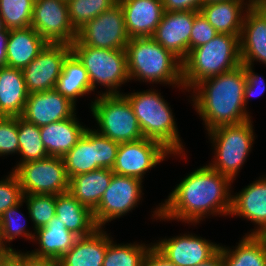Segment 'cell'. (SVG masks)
<instances>
[{"label": "cell", "mask_w": 266, "mask_h": 266, "mask_svg": "<svg viewBox=\"0 0 266 266\" xmlns=\"http://www.w3.org/2000/svg\"><path fill=\"white\" fill-rule=\"evenodd\" d=\"M171 154L186 158L185 153L173 154L160 142L148 138L120 143L112 171L118 175L135 177L143 181L146 172L155 168L166 157L169 158Z\"/></svg>", "instance_id": "cell-11"}, {"label": "cell", "mask_w": 266, "mask_h": 266, "mask_svg": "<svg viewBox=\"0 0 266 266\" xmlns=\"http://www.w3.org/2000/svg\"><path fill=\"white\" fill-rule=\"evenodd\" d=\"M28 215L33 221L34 231L44 227L56 215V195L29 194L23 195Z\"/></svg>", "instance_id": "cell-36"}, {"label": "cell", "mask_w": 266, "mask_h": 266, "mask_svg": "<svg viewBox=\"0 0 266 266\" xmlns=\"http://www.w3.org/2000/svg\"><path fill=\"white\" fill-rule=\"evenodd\" d=\"M22 69L0 67V112L7 117H21L28 99Z\"/></svg>", "instance_id": "cell-25"}, {"label": "cell", "mask_w": 266, "mask_h": 266, "mask_svg": "<svg viewBox=\"0 0 266 266\" xmlns=\"http://www.w3.org/2000/svg\"><path fill=\"white\" fill-rule=\"evenodd\" d=\"M19 266H59L54 259L37 258L19 250Z\"/></svg>", "instance_id": "cell-45"}, {"label": "cell", "mask_w": 266, "mask_h": 266, "mask_svg": "<svg viewBox=\"0 0 266 266\" xmlns=\"http://www.w3.org/2000/svg\"><path fill=\"white\" fill-rule=\"evenodd\" d=\"M199 12H164L152 38L183 61L190 51V35L194 17Z\"/></svg>", "instance_id": "cell-16"}, {"label": "cell", "mask_w": 266, "mask_h": 266, "mask_svg": "<svg viewBox=\"0 0 266 266\" xmlns=\"http://www.w3.org/2000/svg\"><path fill=\"white\" fill-rule=\"evenodd\" d=\"M121 5L125 27L131 38L152 37L162 20V0H118Z\"/></svg>", "instance_id": "cell-20"}, {"label": "cell", "mask_w": 266, "mask_h": 266, "mask_svg": "<svg viewBox=\"0 0 266 266\" xmlns=\"http://www.w3.org/2000/svg\"><path fill=\"white\" fill-rule=\"evenodd\" d=\"M261 6L264 8V10L266 11V1H264Z\"/></svg>", "instance_id": "cell-52"}, {"label": "cell", "mask_w": 266, "mask_h": 266, "mask_svg": "<svg viewBox=\"0 0 266 266\" xmlns=\"http://www.w3.org/2000/svg\"><path fill=\"white\" fill-rule=\"evenodd\" d=\"M213 1H221V0H204V3L213 2Z\"/></svg>", "instance_id": "cell-53"}, {"label": "cell", "mask_w": 266, "mask_h": 266, "mask_svg": "<svg viewBox=\"0 0 266 266\" xmlns=\"http://www.w3.org/2000/svg\"><path fill=\"white\" fill-rule=\"evenodd\" d=\"M76 112V105L55 89L28 95L21 118L38 127L68 119Z\"/></svg>", "instance_id": "cell-17"}, {"label": "cell", "mask_w": 266, "mask_h": 266, "mask_svg": "<svg viewBox=\"0 0 266 266\" xmlns=\"http://www.w3.org/2000/svg\"><path fill=\"white\" fill-rule=\"evenodd\" d=\"M35 0H0V16L7 30L31 26Z\"/></svg>", "instance_id": "cell-34"}, {"label": "cell", "mask_w": 266, "mask_h": 266, "mask_svg": "<svg viewBox=\"0 0 266 266\" xmlns=\"http://www.w3.org/2000/svg\"><path fill=\"white\" fill-rule=\"evenodd\" d=\"M0 266H19V251H13L12 254L0 258Z\"/></svg>", "instance_id": "cell-48"}, {"label": "cell", "mask_w": 266, "mask_h": 266, "mask_svg": "<svg viewBox=\"0 0 266 266\" xmlns=\"http://www.w3.org/2000/svg\"><path fill=\"white\" fill-rule=\"evenodd\" d=\"M233 181L207 164L193 170L159 203L153 219L178 220L193 226L209 215H230ZM203 218V219H202Z\"/></svg>", "instance_id": "cell-1"}, {"label": "cell", "mask_w": 266, "mask_h": 266, "mask_svg": "<svg viewBox=\"0 0 266 266\" xmlns=\"http://www.w3.org/2000/svg\"><path fill=\"white\" fill-rule=\"evenodd\" d=\"M77 40L84 46L125 50L130 37L119 2L88 21L78 30Z\"/></svg>", "instance_id": "cell-12"}, {"label": "cell", "mask_w": 266, "mask_h": 266, "mask_svg": "<svg viewBox=\"0 0 266 266\" xmlns=\"http://www.w3.org/2000/svg\"><path fill=\"white\" fill-rule=\"evenodd\" d=\"M20 161L12 167V172L22 163L36 161L48 157L41 139L40 127L17 117Z\"/></svg>", "instance_id": "cell-32"}, {"label": "cell", "mask_w": 266, "mask_h": 266, "mask_svg": "<svg viewBox=\"0 0 266 266\" xmlns=\"http://www.w3.org/2000/svg\"><path fill=\"white\" fill-rule=\"evenodd\" d=\"M9 39V30L0 34V67L7 66V43Z\"/></svg>", "instance_id": "cell-46"}, {"label": "cell", "mask_w": 266, "mask_h": 266, "mask_svg": "<svg viewBox=\"0 0 266 266\" xmlns=\"http://www.w3.org/2000/svg\"><path fill=\"white\" fill-rule=\"evenodd\" d=\"M130 81L183 88L182 61L152 37L131 38L125 48Z\"/></svg>", "instance_id": "cell-3"}, {"label": "cell", "mask_w": 266, "mask_h": 266, "mask_svg": "<svg viewBox=\"0 0 266 266\" xmlns=\"http://www.w3.org/2000/svg\"><path fill=\"white\" fill-rule=\"evenodd\" d=\"M13 253V250L6 245L2 235V227L0 222V258L6 257Z\"/></svg>", "instance_id": "cell-49"}, {"label": "cell", "mask_w": 266, "mask_h": 266, "mask_svg": "<svg viewBox=\"0 0 266 266\" xmlns=\"http://www.w3.org/2000/svg\"><path fill=\"white\" fill-rule=\"evenodd\" d=\"M142 180L113 173L109 187L103 194L97 208L93 211L99 228L113 219L120 218L138 207L143 198Z\"/></svg>", "instance_id": "cell-10"}, {"label": "cell", "mask_w": 266, "mask_h": 266, "mask_svg": "<svg viewBox=\"0 0 266 266\" xmlns=\"http://www.w3.org/2000/svg\"><path fill=\"white\" fill-rule=\"evenodd\" d=\"M71 52L88 72L92 92L101 85L107 90L98 95L122 94L119 88L130 82L125 50L84 46L76 39L71 44Z\"/></svg>", "instance_id": "cell-7"}, {"label": "cell", "mask_w": 266, "mask_h": 266, "mask_svg": "<svg viewBox=\"0 0 266 266\" xmlns=\"http://www.w3.org/2000/svg\"><path fill=\"white\" fill-rule=\"evenodd\" d=\"M32 242L39 248L34 249L29 254L37 258L59 260L68 252L78 236L69 231L65 224L55 215L46 226L35 230Z\"/></svg>", "instance_id": "cell-21"}, {"label": "cell", "mask_w": 266, "mask_h": 266, "mask_svg": "<svg viewBox=\"0 0 266 266\" xmlns=\"http://www.w3.org/2000/svg\"><path fill=\"white\" fill-rule=\"evenodd\" d=\"M66 174L72 177L100 169L97 166L94 129L87 128L77 144L63 157Z\"/></svg>", "instance_id": "cell-31"}, {"label": "cell", "mask_w": 266, "mask_h": 266, "mask_svg": "<svg viewBox=\"0 0 266 266\" xmlns=\"http://www.w3.org/2000/svg\"><path fill=\"white\" fill-rule=\"evenodd\" d=\"M235 194L229 216L243 217L257 225L246 234L266 235V175Z\"/></svg>", "instance_id": "cell-19"}, {"label": "cell", "mask_w": 266, "mask_h": 266, "mask_svg": "<svg viewBox=\"0 0 266 266\" xmlns=\"http://www.w3.org/2000/svg\"><path fill=\"white\" fill-rule=\"evenodd\" d=\"M19 152V138L17 117L0 118V157L17 154Z\"/></svg>", "instance_id": "cell-38"}, {"label": "cell", "mask_w": 266, "mask_h": 266, "mask_svg": "<svg viewBox=\"0 0 266 266\" xmlns=\"http://www.w3.org/2000/svg\"><path fill=\"white\" fill-rule=\"evenodd\" d=\"M31 27L47 43L71 45L77 39L65 0H35Z\"/></svg>", "instance_id": "cell-13"}, {"label": "cell", "mask_w": 266, "mask_h": 266, "mask_svg": "<svg viewBox=\"0 0 266 266\" xmlns=\"http://www.w3.org/2000/svg\"><path fill=\"white\" fill-rule=\"evenodd\" d=\"M69 18L78 31L88 21L111 8L118 0H66Z\"/></svg>", "instance_id": "cell-35"}, {"label": "cell", "mask_w": 266, "mask_h": 266, "mask_svg": "<svg viewBox=\"0 0 266 266\" xmlns=\"http://www.w3.org/2000/svg\"><path fill=\"white\" fill-rule=\"evenodd\" d=\"M239 37L218 34L207 44L189 51L182 61L183 88L190 91L201 80L220 75L240 66Z\"/></svg>", "instance_id": "cell-4"}, {"label": "cell", "mask_w": 266, "mask_h": 266, "mask_svg": "<svg viewBox=\"0 0 266 266\" xmlns=\"http://www.w3.org/2000/svg\"><path fill=\"white\" fill-rule=\"evenodd\" d=\"M196 266H223L222 249H220L208 260Z\"/></svg>", "instance_id": "cell-47"}, {"label": "cell", "mask_w": 266, "mask_h": 266, "mask_svg": "<svg viewBox=\"0 0 266 266\" xmlns=\"http://www.w3.org/2000/svg\"><path fill=\"white\" fill-rule=\"evenodd\" d=\"M252 120L217 127L207 134L214 149V160L208 166L236 180L237 174L252 150L255 135Z\"/></svg>", "instance_id": "cell-6"}, {"label": "cell", "mask_w": 266, "mask_h": 266, "mask_svg": "<svg viewBox=\"0 0 266 266\" xmlns=\"http://www.w3.org/2000/svg\"><path fill=\"white\" fill-rule=\"evenodd\" d=\"M6 30L7 29L5 28L4 23H3V20H2V18L0 16V34L3 33V32H5Z\"/></svg>", "instance_id": "cell-50"}, {"label": "cell", "mask_w": 266, "mask_h": 266, "mask_svg": "<svg viewBox=\"0 0 266 266\" xmlns=\"http://www.w3.org/2000/svg\"><path fill=\"white\" fill-rule=\"evenodd\" d=\"M71 45L47 43L38 56L22 69L28 94L53 90Z\"/></svg>", "instance_id": "cell-14"}, {"label": "cell", "mask_w": 266, "mask_h": 266, "mask_svg": "<svg viewBox=\"0 0 266 266\" xmlns=\"http://www.w3.org/2000/svg\"><path fill=\"white\" fill-rule=\"evenodd\" d=\"M107 233V248L103 266H141L143 258L153 245L145 243L116 244ZM111 237V238H110Z\"/></svg>", "instance_id": "cell-33"}, {"label": "cell", "mask_w": 266, "mask_h": 266, "mask_svg": "<svg viewBox=\"0 0 266 266\" xmlns=\"http://www.w3.org/2000/svg\"><path fill=\"white\" fill-rule=\"evenodd\" d=\"M23 199V193L17 176L10 171L6 178L0 180V217L9 208Z\"/></svg>", "instance_id": "cell-39"}, {"label": "cell", "mask_w": 266, "mask_h": 266, "mask_svg": "<svg viewBox=\"0 0 266 266\" xmlns=\"http://www.w3.org/2000/svg\"><path fill=\"white\" fill-rule=\"evenodd\" d=\"M241 63L266 65V11L261 5H252L245 13L239 37Z\"/></svg>", "instance_id": "cell-18"}, {"label": "cell", "mask_w": 266, "mask_h": 266, "mask_svg": "<svg viewBox=\"0 0 266 266\" xmlns=\"http://www.w3.org/2000/svg\"><path fill=\"white\" fill-rule=\"evenodd\" d=\"M94 145H96L97 166L112 169L120 143L102 136L94 130Z\"/></svg>", "instance_id": "cell-40"}, {"label": "cell", "mask_w": 266, "mask_h": 266, "mask_svg": "<svg viewBox=\"0 0 266 266\" xmlns=\"http://www.w3.org/2000/svg\"><path fill=\"white\" fill-rule=\"evenodd\" d=\"M251 5H261L266 0H249Z\"/></svg>", "instance_id": "cell-51"}, {"label": "cell", "mask_w": 266, "mask_h": 266, "mask_svg": "<svg viewBox=\"0 0 266 266\" xmlns=\"http://www.w3.org/2000/svg\"><path fill=\"white\" fill-rule=\"evenodd\" d=\"M54 89L75 105L77 98L92 92L88 72L72 52L63 62L62 71Z\"/></svg>", "instance_id": "cell-30"}, {"label": "cell", "mask_w": 266, "mask_h": 266, "mask_svg": "<svg viewBox=\"0 0 266 266\" xmlns=\"http://www.w3.org/2000/svg\"><path fill=\"white\" fill-rule=\"evenodd\" d=\"M246 0H221L204 3L200 12L219 34L240 36L246 11L252 6ZM245 11V12H244Z\"/></svg>", "instance_id": "cell-22"}, {"label": "cell", "mask_w": 266, "mask_h": 266, "mask_svg": "<svg viewBox=\"0 0 266 266\" xmlns=\"http://www.w3.org/2000/svg\"><path fill=\"white\" fill-rule=\"evenodd\" d=\"M56 216L78 237L88 236L98 228L93 212L69 192L56 195Z\"/></svg>", "instance_id": "cell-28"}, {"label": "cell", "mask_w": 266, "mask_h": 266, "mask_svg": "<svg viewBox=\"0 0 266 266\" xmlns=\"http://www.w3.org/2000/svg\"><path fill=\"white\" fill-rule=\"evenodd\" d=\"M13 173L20 182L23 195L68 193L69 178L63 157L48 156L22 163Z\"/></svg>", "instance_id": "cell-9"}, {"label": "cell", "mask_w": 266, "mask_h": 266, "mask_svg": "<svg viewBox=\"0 0 266 266\" xmlns=\"http://www.w3.org/2000/svg\"><path fill=\"white\" fill-rule=\"evenodd\" d=\"M153 245L177 266H196L211 258L221 246L189 232L157 240Z\"/></svg>", "instance_id": "cell-15"}, {"label": "cell", "mask_w": 266, "mask_h": 266, "mask_svg": "<svg viewBox=\"0 0 266 266\" xmlns=\"http://www.w3.org/2000/svg\"><path fill=\"white\" fill-rule=\"evenodd\" d=\"M253 66L244 65V73L246 76L244 104L245 107L251 97L261 96L266 91V82L264 77L255 74Z\"/></svg>", "instance_id": "cell-42"}, {"label": "cell", "mask_w": 266, "mask_h": 266, "mask_svg": "<svg viewBox=\"0 0 266 266\" xmlns=\"http://www.w3.org/2000/svg\"><path fill=\"white\" fill-rule=\"evenodd\" d=\"M141 266H177L162 254L154 245L150 247Z\"/></svg>", "instance_id": "cell-44"}, {"label": "cell", "mask_w": 266, "mask_h": 266, "mask_svg": "<svg viewBox=\"0 0 266 266\" xmlns=\"http://www.w3.org/2000/svg\"><path fill=\"white\" fill-rule=\"evenodd\" d=\"M218 34L219 33L208 22L205 16L201 12H199L194 17L193 28L190 35V50L207 44Z\"/></svg>", "instance_id": "cell-41"}, {"label": "cell", "mask_w": 266, "mask_h": 266, "mask_svg": "<svg viewBox=\"0 0 266 266\" xmlns=\"http://www.w3.org/2000/svg\"><path fill=\"white\" fill-rule=\"evenodd\" d=\"M138 119L144 138L156 140L173 154H184L185 149L169 103L155 89L123 94Z\"/></svg>", "instance_id": "cell-5"}, {"label": "cell", "mask_w": 266, "mask_h": 266, "mask_svg": "<svg viewBox=\"0 0 266 266\" xmlns=\"http://www.w3.org/2000/svg\"><path fill=\"white\" fill-rule=\"evenodd\" d=\"M165 12L200 11L204 0H162Z\"/></svg>", "instance_id": "cell-43"}, {"label": "cell", "mask_w": 266, "mask_h": 266, "mask_svg": "<svg viewBox=\"0 0 266 266\" xmlns=\"http://www.w3.org/2000/svg\"><path fill=\"white\" fill-rule=\"evenodd\" d=\"M97 96L90 105L98 125L97 130L94 128L96 132L118 143L144 138L138 119L123 93Z\"/></svg>", "instance_id": "cell-8"}, {"label": "cell", "mask_w": 266, "mask_h": 266, "mask_svg": "<svg viewBox=\"0 0 266 266\" xmlns=\"http://www.w3.org/2000/svg\"><path fill=\"white\" fill-rule=\"evenodd\" d=\"M23 203L25 202L22 199L18 204L9 207L0 217L4 242L6 243V245L8 243V247H10L13 251H16V249H13L9 244L13 240L18 237H25L27 240L29 239L33 241L35 235V233H32V231L30 232L26 229L27 220L24 218V215L22 213L18 212V210H20V207L23 206ZM20 218H24L25 223Z\"/></svg>", "instance_id": "cell-37"}, {"label": "cell", "mask_w": 266, "mask_h": 266, "mask_svg": "<svg viewBox=\"0 0 266 266\" xmlns=\"http://www.w3.org/2000/svg\"><path fill=\"white\" fill-rule=\"evenodd\" d=\"M107 231L97 228L92 234L78 237L72 248L59 260V266H103Z\"/></svg>", "instance_id": "cell-24"}, {"label": "cell", "mask_w": 266, "mask_h": 266, "mask_svg": "<svg viewBox=\"0 0 266 266\" xmlns=\"http://www.w3.org/2000/svg\"><path fill=\"white\" fill-rule=\"evenodd\" d=\"M47 42L30 26L9 29L7 66L23 69L34 60Z\"/></svg>", "instance_id": "cell-26"}, {"label": "cell", "mask_w": 266, "mask_h": 266, "mask_svg": "<svg viewBox=\"0 0 266 266\" xmlns=\"http://www.w3.org/2000/svg\"><path fill=\"white\" fill-rule=\"evenodd\" d=\"M76 114L40 127L41 139L48 156L64 157L82 137L88 127L81 124Z\"/></svg>", "instance_id": "cell-23"}, {"label": "cell", "mask_w": 266, "mask_h": 266, "mask_svg": "<svg viewBox=\"0 0 266 266\" xmlns=\"http://www.w3.org/2000/svg\"><path fill=\"white\" fill-rule=\"evenodd\" d=\"M220 247L223 266H266V235L245 234L233 249Z\"/></svg>", "instance_id": "cell-29"}, {"label": "cell", "mask_w": 266, "mask_h": 266, "mask_svg": "<svg viewBox=\"0 0 266 266\" xmlns=\"http://www.w3.org/2000/svg\"><path fill=\"white\" fill-rule=\"evenodd\" d=\"M245 84L244 65L241 64L231 71L201 80L189 91L193 108L207 132L252 119L244 104Z\"/></svg>", "instance_id": "cell-2"}, {"label": "cell", "mask_w": 266, "mask_h": 266, "mask_svg": "<svg viewBox=\"0 0 266 266\" xmlns=\"http://www.w3.org/2000/svg\"><path fill=\"white\" fill-rule=\"evenodd\" d=\"M113 176L112 169L100 168L69 179L68 192L92 212L97 208Z\"/></svg>", "instance_id": "cell-27"}]
</instances>
